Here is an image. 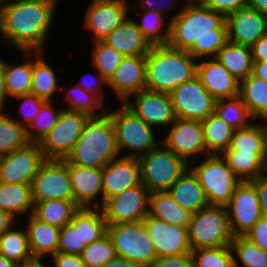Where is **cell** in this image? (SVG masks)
I'll use <instances>...</instances> for the list:
<instances>
[{
  "label": "cell",
  "instance_id": "6da1fadb",
  "mask_svg": "<svg viewBox=\"0 0 267 267\" xmlns=\"http://www.w3.org/2000/svg\"><path fill=\"white\" fill-rule=\"evenodd\" d=\"M169 19L167 45L187 51L197 60L216 58L229 42L226 17L202 3H183Z\"/></svg>",
  "mask_w": 267,
  "mask_h": 267
},
{
  "label": "cell",
  "instance_id": "7a4b0ae2",
  "mask_svg": "<svg viewBox=\"0 0 267 267\" xmlns=\"http://www.w3.org/2000/svg\"><path fill=\"white\" fill-rule=\"evenodd\" d=\"M60 0H12L0 12V36L7 46L20 51H41Z\"/></svg>",
  "mask_w": 267,
  "mask_h": 267
},
{
  "label": "cell",
  "instance_id": "3957f363",
  "mask_svg": "<svg viewBox=\"0 0 267 267\" xmlns=\"http://www.w3.org/2000/svg\"><path fill=\"white\" fill-rule=\"evenodd\" d=\"M198 60L168 45H153L146 54L145 89L170 94L197 75Z\"/></svg>",
  "mask_w": 267,
  "mask_h": 267
},
{
  "label": "cell",
  "instance_id": "277c9868",
  "mask_svg": "<svg viewBox=\"0 0 267 267\" xmlns=\"http://www.w3.org/2000/svg\"><path fill=\"white\" fill-rule=\"evenodd\" d=\"M119 157L115 127L106 111L100 116L89 117L66 160L81 167L103 168Z\"/></svg>",
  "mask_w": 267,
  "mask_h": 267
},
{
  "label": "cell",
  "instance_id": "5b68a950",
  "mask_svg": "<svg viewBox=\"0 0 267 267\" xmlns=\"http://www.w3.org/2000/svg\"><path fill=\"white\" fill-rule=\"evenodd\" d=\"M119 104L121 106L116 111L107 107V112L111 115L115 127L119 154L127 151L125 154H128H122L123 157L138 158L158 147L161 140L156 138L155 128L143 121L124 103Z\"/></svg>",
  "mask_w": 267,
  "mask_h": 267
},
{
  "label": "cell",
  "instance_id": "8992f818",
  "mask_svg": "<svg viewBox=\"0 0 267 267\" xmlns=\"http://www.w3.org/2000/svg\"><path fill=\"white\" fill-rule=\"evenodd\" d=\"M192 161L189 168L197 176L209 205L226 206L242 182L221 155L209 154L202 161Z\"/></svg>",
  "mask_w": 267,
  "mask_h": 267
},
{
  "label": "cell",
  "instance_id": "52a82bcc",
  "mask_svg": "<svg viewBox=\"0 0 267 267\" xmlns=\"http://www.w3.org/2000/svg\"><path fill=\"white\" fill-rule=\"evenodd\" d=\"M187 232L191 251L228 246L234 238L226 206L208 205L192 214Z\"/></svg>",
  "mask_w": 267,
  "mask_h": 267
},
{
  "label": "cell",
  "instance_id": "ba28073f",
  "mask_svg": "<svg viewBox=\"0 0 267 267\" xmlns=\"http://www.w3.org/2000/svg\"><path fill=\"white\" fill-rule=\"evenodd\" d=\"M141 182L151 192L168 191L189 168V164L162 143L138 157Z\"/></svg>",
  "mask_w": 267,
  "mask_h": 267
},
{
  "label": "cell",
  "instance_id": "9c48e42d",
  "mask_svg": "<svg viewBox=\"0 0 267 267\" xmlns=\"http://www.w3.org/2000/svg\"><path fill=\"white\" fill-rule=\"evenodd\" d=\"M101 208H80L71 222L60 228L58 253L79 255L83 249L107 234Z\"/></svg>",
  "mask_w": 267,
  "mask_h": 267
},
{
  "label": "cell",
  "instance_id": "30bf717a",
  "mask_svg": "<svg viewBox=\"0 0 267 267\" xmlns=\"http://www.w3.org/2000/svg\"><path fill=\"white\" fill-rule=\"evenodd\" d=\"M107 235L112 241L117 257L140 267H151L157 258L153 241L143 221L108 224Z\"/></svg>",
  "mask_w": 267,
  "mask_h": 267
},
{
  "label": "cell",
  "instance_id": "8fae6325",
  "mask_svg": "<svg viewBox=\"0 0 267 267\" xmlns=\"http://www.w3.org/2000/svg\"><path fill=\"white\" fill-rule=\"evenodd\" d=\"M88 119L87 114L63 109L57 124L39 142L45 159H66Z\"/></svg>",
  "mask_w": 267,
  "mask_h": 267
},
{
  "label": "cell",
  "instance_id": "7c38bea8",
  "mask_svg": "<svg viewBox=\"0 0 267 267\" xmlns=\"http://www.w3.org/2000/svg\"><path fill=\"white\" fill-rule=\"evenodd\" d=\"M31 195L33 202L74 200L67 160L46 159L32 180Z\"/></svg>",
  "mask_w": 267,
  "mask_h": 267
},
{
  "label": "cell",
  "instance_id": "4fadbf2b",
  "mask_svg": "<svg viewBox=\"0 0 267 267\" xmlns=\"http://www.w3.org/2000/svg\"><path fill=\"white\" fill-rule=\"evenodd\" d=\"M169 95L178 119L203 121L215 113L216 99L197 76L179 85Z\"/></svg>",
  "mask_w": 267,
  "mask_h": 267
},
{
  "label": "cell",
  "instance_id": "5bb4252c",
  "mask_svg": "<svg viewBox=\"0 0 267 267\" xmlns=\"http://www.w3.org/2000/svg\"><path fill=\"white\" fill-rule=\"evenodd\" d=\"M167 134L162 136L161 143L183 158L188 164L207 153L204 141V129L200 120H176L167 128ZM199 157V158H198Z\"/></svg>",
  "mask_w": 267,
  "mask_h": 267
},
{
  "label": "cell",
  "instance_id": "9a60e30c",
  "mask_svg": "<svg viewBox=\"0 0 267 267\" xmlns=\"http://www.w3.org/2000/svg\"><path fill=\"white\" fill-rule=\"evenodd\" d=\"M150 193L140 184L109 197L101 207L107 224L143 221L149 213Z\"/></svg>",
  "mask_w": 267,
  "mask_h": 267
},
{
  "label": "cell",
  "instance_id": "2e32d148",
  "mask_svg": "<svg viewBox=\"0 0 267 267\" xmlns=\"http://www.w3.org/2000/svg\"><path fill=\"white\" fill-rule=\"evenodd\" d=\"M45 160L39 142L0 156V183L31 185Z\"/></svg>",
  "mask_w": 267,
  "mask_h": 267
},
{
  "label": "cell",
  "instance_id": "e0dca14e",
  "mask_svg": "<svg viewBox=\"0 0 267 267\" xmlns=\"http://www.w3.org/2000/svg\"><path fill=\"white\" fill-rule=\"evenodd\" d=\"M128 0H91L85 10L83 27L93 34L92 41L102 40L130 15Z\"/></svg>",
  "mask_w": 267,
  "mask_h": 267
},
{
  "label": "cell",
  "instance_id": "ac0fdd59",
  "mask_svg": "<svg viewBox=\"0 0 267 267\" xmlns=\"http://www.w3.org/2000/svg\"><path fill=\"white\" fill-rule=\"evenodd\" d=\"M233 236H245L262 217L258 194L250 181L241 182L226 205Z\"/></svg>",
  "mask_w": 267,
  "mask_h": 267
},
{
  "label": "cell",
  "instance_id": "d6986e66",
  "mask_svg": "<svg viewBox=\"0 0 267 267\" xmlns=\"http://www.w3.org/2000/svg\"><path fill=\"white\" fill-rule=\"evenodd\" d=\"M130 98H134L133 100ZM124 104L148 125L158 130L169 127L176 116L168 93L144 89L131 95Z\"/></svg>",
  "mask_w": 267,
  "mask_h": 267
},
{
  "label": "cell",
  "instance_id": "ffe728a7",
  "mask_svg": "<svg viewBox=\"0 0 267 267\" xmlns=\"http://www.w3.org/2000/svg\"><path fill=\"white\" fill-rule=\"evenodd\" d=\"M143 222L153 241L157 258L191 254L186 227L169 224L149 215Z\"/></svg>",
  "mask_w": 267,
  "mask_h": 267
},
{
  "label": "cell",
  "instance_id": "44dd1931",
  "mask_svg": "<svg viewBox=\"0 0 267 267\" xmlns=\"http://www.w3.org/2000/svg\"><path fill=\"white\" fill-rule=\"evenodd\" d=\"M226 24L229 42L250 48L267 34V15L248 6L228 14Z\"/></svg>",
  "mask_w": 267,
  "mask_h": 267
},
{
  "label": "cell",
  "instance_id": "7402d4cb",
  "mask_svg": "<svg viewBox=\"0 0 267 267\" xmlns=\"http://www.w3.org/2000/svg\"><path fill=\"white\" fill-rule=\"evenodd\" d=\"M142 184L138 158L123 157L111 160L102 168L104 202L114 195Z\"/></svg>",
  "mask_w": 267,
  "mask_h": 267
},
{
  "label": "cell",
  "instance_id": "603a6c76",
  "mask_svg": "<svg viewBox=\"0 0 267 267\" xmlns=\"http://www.w3.org/2000/svg\"><path fill=\"white\" fill-rule=\"evenodd\" d=\"M67 166L75 203L80 208H101L104 204L102 168L81 167L68 161Z\"/></svg>",
  "mask_w": 267,
  "mask_h": 267
},
{
  "label": "cell",
  "instance_id": "cb8c5ba5",
  "mask_svg": "<svg viewBox=\"0 0 267 267\" xmlns=\"http://www.w3.org/2000/svg\"><path fill=\"white\" fill-rule=\"evenodd\" d=\"M146 55L125 57L107 81L120 103L145 89Z\"/></svg>",
  "mask_w": 267,
  "mask_h": 267
},
{
  "label": "cell",
  "instance_id": "d4e9b609",
  "mask_svg": "<svg viewBox=\"0 0 267 267\" xmlns=\"http://www.w3.org/2000/svg\"><path fill=\"white\" fill-rule=\"evenodd\" d=\"M196 76L216 100L239 95L240 81L217 58L198 60Z\"/></svg>",
  "mask_w": 267,
  "mask_h": 267
},
{
  "label": "cell",
  "instance_id": "484cf974",
  "mask_svg": "<svg viewBox=\"0 0 267 267\" xmlns=\"http://www.w3.org/2000/svg\"><path fill=\"white\" fill-rule=\"evenodd\" d=\"M102 41L114 47L124 57L146 55L153 47L138 29L135 20L130 15Z\"/></svg>",
  "mask_w": 267,
  "mask_h": 267
},
{
  "label": "cell",
  "instance_id": "4316f807",
  "mask_svg": "<svg viewBox=\"0 0 267 267\" xmlns=\"http://www.w3.org/2000/svg\"><path fill=\"white\" fill-rule=\"evenodd\" d=\"M28 233L29 247L34 258L51 257L57 253L59 244L60 228L42 222L32 214L25 216Z\"/></svg>",
  "mask_w": 267,
  "mask_h": 267
},
{
  "label": "cell",
  "instance_id": "83f0119b",
  "mask_svg": "<svg viewBox=\"0 0 267 267\" xmlns=\"http://www.w3.org/2000/svg\"><path fill=\"white\" fill-rule=\"evenodd\" d=\"M168 192L182 209L192 214L209 205L197 176L190 168L169 188Z\"/></svg>",
  "mask_w": 267,
  "mask_h": 267
},
{
  "label": "cell",
  "instance_id": "f1b7e54d",
  "mask_svg": "<svg viewBox=\"0 0 267 267\" xmlns=\"http://www.w3.org/2000/svg\"><path fill=\"white\" fill-rule=\"evenodd\" d=\"M220 155L242 182L267 173V152L225 150Z\"/></svg>",
  "mask_w": 267,
  "mask_h": 267
},
{
  "label": "cell",
  "instance_id": "f546056e",
  "mask_svg": "<svg viewBox=\"0 0 267 267\" xmlns=\"http://www.w3.org/2000/svg\"><path fill=\"white\" fill-rule=\"evenodd\" d=\"M23 56L22 64H10L1 57L5 85L8 98L31 93L32 71H33V51H20Z\"/></svg>",
  "mask_w": 267,
  "mask_h": 267
},
{
  "label": "cell",
  "instance_id": "4dcf8cb0",
  "mask_svg": "<svg viewBox=\"0 0 267 267\" xmlns=\"http://www.w3.org/2000/svg\"><path fill=\"white\" fill-rule=\"evenodd\" d=\"M148 215L166 223L187 228L192 213L182 209L168 191H162L150 193Z\"/></svg>",
  "mask_w": 267,
  "mask_h": 267
},
{
  "label": "cell",
  "instance_id": "1f68e13d",
  "mask_svg": "<svg viewBox=\"0 0 267 267\" xmlns=\"http://www.w3.org/2000/svg\"><path fill=\"white\" fill-rule=\"evenodd\" d=\"M0 209L16 220L29 216L33 211L31 185L0 183ZM22 214V215H21Z\"/></svg>",
  "mask_w": 267,
  "mask_h": 267
},
{
  "label": "cell",
  "instance_id": "d6a6232c",
  "mask_svg": "<svg viewBox=\"0 0 267 267\" xmlns=\"http://www.w3.org/2000/svg\"><path fill=\"white\" fill-rule=\"evenodd\" d=\"M44 52L33 51V71L31 77V93L45 101H54L52 98L59 87L57 74L47 62Z\"/></svg>",
  "mask_w": 267,
  "mask_h": 267
},
{
  "label": "cell",
  "instance_id": "836d02e7",
  "mask_svg": "<svg viewBox=\"0 0 267 267\" xmlns=\"http://www.w3.org/2000/svg\"><path fill=\"white\" fill-rule=\"evenodd\" d=\"M239 96L254 120L267 121V81L250 74L240 81Z\"/></svg>",
  "mask_w": 267,
  "mask_h": 267
},
{
  "label": "cell",
  "instance_id": "e575fe53",
  "mask_svg": "<svg viewBox=\"0 0 267 267\" xmlns=\"http://www.w3.org/2000/svg\"><path fill=\"white\" fill-rule=\"evenodd\" d=\"M79 209L74 200L52 199L33 202L32 215L42 222L62 228L71 222Z\"/></svg>",
  "mask_w": 267,
  "mask_h": 267
},
{
  "label": "cell",
  "instance_id": "d590c367",
  "mask_svg": "<svg viewBox=\"0 0 267 267\" xmlns=\"http://www.w3.org/2000/svg\"><path fill=\"white\" fill-rule=\"evenodd\" d=\"M216 58L239 81L252 74L253 57L250 47L228 42Z\"/></svg>",
  "mask_w": 267,
  "mask_h": 267
},
{
  "label": "cell",
  "instance_id": "8d00e7d4",
  "mask_svg": "<svg viewBox=\"0 0 267 267\" xmlns=\"http://www.w3.org/2000/svg\"><path fill=\"white\" fill-rule=\"evenodd\" d=\"M19 222L18 220L0 237V254L18 265L34 258L30 251L26 228H16L20 226Z\"/></svg>",
  "mask_w": 267,
  "mask_h": 267
},
{
  "label": "cell",
  "instance_id": "74e56055",
  "mask_svg": "<svg viewBox=\"0 0 267 267\" xmlns=\"http://www.w3.org/2000/svg\"><path fill=\"white\" fill-rule=\"evenodd\" d=\"M202 122L204 141L208 154L220 155L230 146L234 129L216 113L209 115Z\"/></svg>",
  "mask_w": 267,
  "mask_h": 267
},
{
  "label": "cell",
  "instance_id": "f35d334b",
  "mask_svg": "<svg viewBox=\"0 0 267 267\" xmlns=\"http://www.w3.org/2000/svg\"><path fill=\"white\" fill-rule=\"evenodd\" d=\"M261 122L255 121L246 128L234 130L227 150L267 152V121Z\"/></svg>",
  "mask_w": 267,
  "mask_h": 267
},
{
  "label": "cell",
  "instance_id": "ab89813d",
  "mask_svg": "<svg viewBox=\"0 0 267 267\" xmlns=\"http://www.w3.org/2000/svg\"><path fill=\"white\" fill-rule=\"evenodd\" d=\"M60 90H64L66 95L64 100L67 101L66 106L63 108L69 111H75L87 114L89 117H97L104 114L107 111V106L103 103L96 95L87 92L77 84H73L72 87L64 88L61 87ZM102 112H96V111Z\"/></svg>",
  "mask_w": 267,
  "mask_h": 267
},
{
  "label": "cell",
  "instance_id": "60d3db41",
  "mask_svg": "<svg viewBox=\"0 0 267 267\" xmlns=\"http://www.w3.org/2000/svg\"><path fill=\"white\" fill-rule=\"evenodd\" d=\"M138 29L152 45H167L170 35V19L157 11L140 10Z\"/></svg>",
  "mask_w": 267,
  "mask_h": 267
},
{
  "label": "cell",
  "instance_id": "b9f144b4",
  "mask_svg": "<svg viewBox=\"0 0 267 267\" xmlns=\"http://www.w3.org/2000/svg\"><path fill=\"white\" fill-rule=\"evenodd\" d=\"M29 142L26 127L6 111H0V156L18 150Z\"/></svg>",
  "mask_w": 267,
  "mask_h": 267
},
{
  "label": "cell",
  "instance_id": "7bdbcfd3",
  "mask_svg": "<svg viewBox=\"0 0 267 267\" xmlns=\"http://www.w3.org/2000/svg\"><path fill=\"white\" fill-rule=\"evenodd\" d=\"M215 113L234 130L246 128L255 121L239 95L216 100Z\"/></svg>",
  "mask_w": 267,
  "mask_h": 267
},
{
  "label": "cell",
  "instance_id": "ee69618b",
  "mask_svg": "<svg viewBox=\"0 0 267 267\" xmlns=\"http://www.w3.org/2000/svg\"><path fill=\"white\" fill-rule=\"evenodd\" d=\"M230 246L234 267H267V252L245 236H235Z\"/></svg>",
  "mask_w": 267,
  "mask_h": 267
},
{
  "label": "cell",
  "instance_id": "f6af8a7d",
  "mask_svg": "<svg viewBox=\"0 0 267 267\" xmlns=\"http://www.w3.org/2000/svg\"><path fill=\"white\" fill-rule=\"evenodd\" d=\"M93 44L91 64L108 81L125 57L102 40Z\"/></svg>",
  "mask_w": 267,
  "mask_h": 267
},
{
  "label": "cell",
  "instance_id": "bcb514c9",
  "mask_svg": "<svg viewBox=\"0 0 267 267\" xmlns=\"http://www.w3.org/2000/svg\"><path fill=\"white\" fill-rule=\"evenodd\" d=\"M63 109L62 107H55L53 101H46L35 119L26 128L28 140L30 142H40L57 124Z\"/></svg>",
  "mask_w": 267,
  "mask_h": 267
},
{
  "label": "cell",
  "instance_id": "7dc6e473",
  "mask_svg": "<svg viewBox=\"0 0 267 267\" xmlns=\"http://www.w3.org/2000/svg\"><path fill=\"white\" fill-rule=\"evenodd\" d=\"M194 267H234L230 245L216 248H199L191 252Z\"/></svg>",
  "mask_w": 267,
  "mask_h": 267
},
{
  "label": "cell",
  "instance_id": "c3c4849f",
  "mask_svg": "<svg viewBox=\"0 0 267 267\" xmlns=\"http://www.w3.org/2000/svg\"><path fill=\"white\" fill-rule=\"evenodd\" d=\"M86 267H101L116 257L111 239L106 234L102 239L87 245L80 254Z\"/></svg>",
  "mask_w": 267,
  "mask_h": 267
},
{
  "label": "cell",
  "instance_id": "681fc988",
  "mask_svg": "<svg viewBox=\"0 0 267 267\" xmlns=\"http://www.w3.org/2000/svg\"><path fill=\"white\" fill-rule=\"evenodd\" d=\"M13 99H17L18 101H21L20 108L18 109L21 119L14 118L15 116H12L15 121H17L19 124L25 126L26 128L28 125L35 119L37 114L40 112V109L42 105L46 102L42 98L37 97L33 93H28L24 95H20L17 97H14Z\"/></svg>",
  "mask_w": 267,
  "mask_h": 267
},
{
  "label": "cell",
  "instance_id": "f907efd6",
  "mask_svg": "<svg viewBox=\"0 0 267 267\" xmlns=\"http://www.w3.org/2000/svg\"><path fill=\"white\" fill-rule=\"evenodd\" d=\"M166 2V3H165ZM179 2H183L182 0H137L135 1L134 7H130V13L131 11L134 12L137 11L136 14H138L139 10H145V11H157L160 12L162 14H164L165 16H167V14L173 9L175 10V7L177 4H179ZM173 8V9H172Z\"/></svg>",
  "mask_w": 267,
  "mask_h": 267
},
{
  "label": "cell",
  "instance_id": "816d5d0a",
  "mask_svg": "<svg viewBox=\"0 0 267 267\" xmlns=\"http://www.w3.org/2000/svg\"><path fill=\"white\" fill-rule=\"evenodd\" d=\"M202 4L226 17L240 8L247 7L248 0H204Z\"/></svg>",
  "mask_w": 267,
  "mask_h": 267
},
{
  "label": "cell",
  "instance_id": "f5cc1de1",
  "mask_svg": "<svg viewBox=\"0 0 267 267\" xmlns=\"http://www.w3.org/2000/svg\"><path fill=\"white\" fill-rule=\"evenodd\" d=\"M91 76V74H89ZM88 75V76H89ZM88 78V77H87ZM84 79V81H83ZM93 79V83H87L89 82L88 79L86 80V77H84V74L82 76V81H78L76 84L86 90L87 92L93 93L96 95L103 103H104V96L105 91L103 89L104 86H107V80L96 70L95 75L92 73V78L89 77V80ZM90 80V81H91ZM95 81V82H94Z\"/></svg>",
  "mask_w": 267,
  "mask_h": 267
},
{
  "label": "cell",
  "instance_id": "db71d44e",
  "mask_svg": "<svg viewBox=\"0 0 267 267\" xmlns=\"http://www.w3.org/2000/svg\"><path fill=\"white\" fill-rule=\"evenodd\" d=\"M245 237L267 252V218L261 217Z\"/></svg>",
  "mask_w": 267,
  "mask_h": 267
},
{
  "label": "cell",
  "instance_id": "11a10c76",
  "mask_svg": "<svg viewBox=\"0 0 267 267\" xmlns=\"http://www.w3.org/2000/svg\"><path fill=\"white\" fill-rule=\"evenodd\" d=\"M151 267H194L191 254L158 257Z\"/></svg>",
  "mask_w": 267,
  "mask_h": 267
},
{
  "label": "cell",
  "instance_id": "9f6ffc18",
  "mask_svg": "<svg viewBox=\"0 0 267 267\" xmlns=\"http://www.w3.org/2000/svg\"><path fill=\"white\" fill-rule=\"evenodd\" d=\"M258 194L262 217L267 218V173L250 181Z\"/></svg>",
  "mask_w": 267,
  "mask_h": 267
},
{
  "label": "cell",
  "instance_id": "6f0895ef",
  "mask_svg": "<svg viewBox=\"0 0 267 267\" xmlns=\"http://www.w3.org/2000/svg\"><path fill=\"white\" fill-rule=\"evenodd\" d=\"M52 267H86L79 255L56 253L50 257Z\"/></svg>",
  "mask_w": 267,
  "mask_h": 267
},
{
  "label": "cell",
  "instance_id": "680465c9",
  "mask_svg": "<svg viewBox=\"0 0 267 267\" xmlns=\"http://www.w3.org/2000/svg\"><path fill=\"white\" fill-rule=\"evenodd\" d=\"M253 61H267V34L259 38L251 47Z\"/></svg>",
  "mask_w": 267,
  "mask_h": 267
},
{
  "label": "cell",
  "instance_id": "91938a15",
  "mask_svg": "<svg viewBox=\"0 0 267 267\" xmlns=\"http://www.w3.org/2000/svg\"><path fill=\"white\" fill-rule=\"evenodd\" d=\"M17 222L14 217L0 209V237Z\"/></svg>",
  "mask_w": 267,
  "mask_h": 267
},
{
  "label": "cell",
  "instance_id": "94428289",
  "mask_svg": "<svg viewBox=\"0 0 267 267\" xmlns=\"http://www.w3.org/2000/svg\"><path fill=\"white\" fill-rule=\"evenodd\" d=\"M9 101L6 85H5V77L3 73V66L1 64L0 58V111H6V102ZM5 108V109H4Z\"/></svg>",
  "mask_w": 267,
  "mask_h": 267
},
{
  "label": "cell",
  "instance_id": "6125c7cd",
  "mask_svg": "<svg viewBox=\"0 0 267 267\" xmlns=\"http://www.w3.org/2000/svg\"><path fill=\"white\" fill-rule=\"evenodd\" d=\"M252 74L264 81H267V61H253Z\"/></svg>",
  "mask_w": 267,
  "mask_h": 267
},
{
  "label": "cell",
  "instance_id": "be15d7a7",
  "mask_svg": "<svg viewBox=\"0 0 267 267\" xmlns=\"http://www.w3.org/2000/svg\"><path fill=\"white\" fill-rule=\"evenodd\" d=\"M101 267H140V266L124 258H120L116 256L114 259L108 261Z\"/></svg>",
  "mask_w": 267,
  "mask_h": 267
},
{
  "label": "cell",
  "instance_id": "e7e4bbea",
  "mask_svg": "<svg viewBox=\"0 0 267 267\" xmlns=\"http://www.w3.org/2000/svg\"><path fill=\"white\" fill-rule=\"evenodd\" d=\"M249 8L267 15V0H248Z\"/></svg>",
  "mask_w": 267,
  "mask_h": 267
},
{
  "label": "cell",
  "instance_id": "03108f58",
  "mask_svg": "<svg viewBox=\"0 0 267 267\" xmlns=\"http://www.w3.org/2000/svg\"><path fill=\"white\" fill-rule=\"evenodd\" d=\"M43 258H33L30 261L19 264L18 267H51L43 261Z\"/></svg>",
  "mask_w": 267,
  "mask_h": 267
},
{
  "label": "cell",
  "instance_id": "003e7915",
  "mask_svg": "<svg viewBox=\"0 0 267 267\" xmlns=\"http://www.w3.org/2000/svg\"><path fill=\"white\" fill-rule=\"evenodd\" d=\"M0 267H18V264L0 254Z\"/></svg>",
  "mask_w": 267,
  "mask_h": 267
},
{
  "label": "cell",
  "instance_id": "a7ac6f4b",
  "mask_svg": "<svg viewBox=\"0 0 267 267\" xmlns=\"http://www.w3.org/2000/svg\"><path fill=\"white\" fill-rule=\"evenodd\" d=\"M12 0H0V12L3 10V8L9 4Z\"/></svg>",
  "mask_w": 267,
  "mask_h": 267
},
{
  "label": "cell",
  "instance_id": "89a4df30",
  "mask_svg": "<svg viewBox=\"0 0 267 267\" xmlns=\"http://www.w3.org/2000/svg\"><path fill=\"white\" fill-rule=\"evenodd\" d=\"M184 3H202L204 0H183Z\"/></svg>",
  "mask_w": 267,
  "mask_h": 267
}]
</instances>
